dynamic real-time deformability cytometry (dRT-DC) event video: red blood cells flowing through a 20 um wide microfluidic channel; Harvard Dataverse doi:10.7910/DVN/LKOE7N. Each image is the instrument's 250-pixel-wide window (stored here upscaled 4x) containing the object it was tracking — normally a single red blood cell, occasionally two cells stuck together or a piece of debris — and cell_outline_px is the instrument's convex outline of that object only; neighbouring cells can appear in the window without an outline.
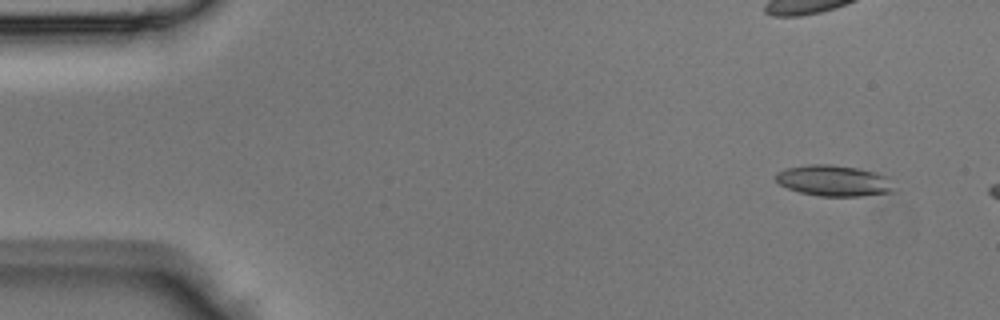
{"species": "Egyptian fruit bat (a non-hibernating species)", "species_latin": "Rousettus aegyptiacus", "temperature_condition": "room temperature", "stored_images_in_passage": 9, "camera_frame_rate_fps": 3000, "um_per_image_px": 0.085, "animal": {"sex": "male"}, "frame": {"image": 1, "passage_image": 3, "time_ms": 0.667, "image_size_px": [1000, 320], "cell_outline_px": [[896, 192], [860, 196], [820, 196], [800, 192], [788, 188], [780, 184], [776, 180], [776, 172], [784, 168], [808, 164], [832, 164], [856, 168], [876, 172], [888, 176], [896, 188]], "centroid_in_image_um": [70.92, 15.35], "position_along_channel_um": 14.1, "area_um2": 21.62}}